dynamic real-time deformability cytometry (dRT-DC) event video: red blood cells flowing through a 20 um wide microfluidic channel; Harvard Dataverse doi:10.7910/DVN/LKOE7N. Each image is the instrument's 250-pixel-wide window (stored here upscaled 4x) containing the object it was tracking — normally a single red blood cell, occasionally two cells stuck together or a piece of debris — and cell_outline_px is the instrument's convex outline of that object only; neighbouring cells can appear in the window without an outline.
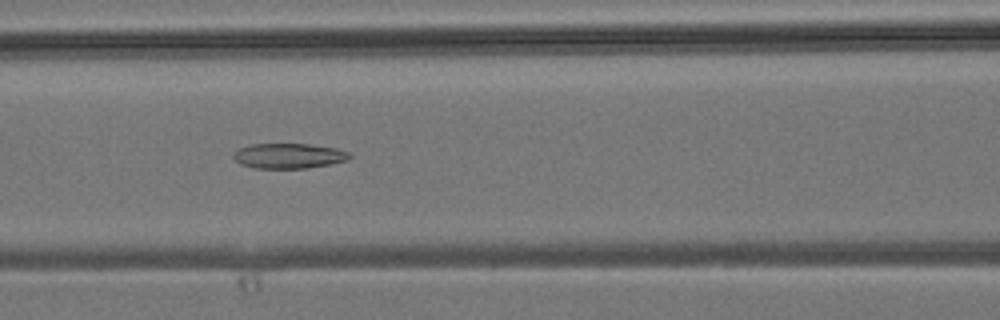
{"species": "common noctule bat (a hibernating species)", "species_latin": "Nyctalus noctula", "temperature_condition": "room temperature", "stored_images_in_passage": 29, "camera_frame_rate_fps": 3000, "um_per_image_px": 0.085, "animal": {"sex": "male", "body_mass_g": 19.2, "forearm_length_mm": 51.8}, "frame": {"image": 1, "passage_image": 9, "time_ms": 2.667, "image_size_px": [1000, 320], "cell_outline_px": [[352, 156], [348, 160], [332, 164], [308, 168], [252, 168], [240, 164], [232, 156], [240, 148], [252, 144], [308, 144], [336, 148], [348, 152]], "centroid_in_image_um": [24.57, 13.26], "position_along_channel_um": 142.0, "area_um2": 16.99}}
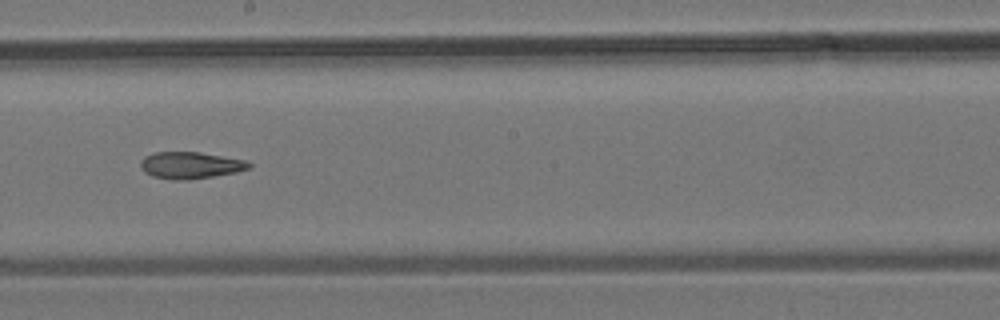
{"frame": {"image": 2, "passage_image": 15, "time_ms": 4.667, "image_size_px": [1000, 320], "cell_outline_px": [[252, 164], [248, 168], [236, 172], [188, 180], [172, 180], [152, 176], [144, 172], [140, 168], [140, 160], [144, 156], [156, 152], [200, 152], [248, 160]], "centroid_in_image_um": [16.16, 14.04], "position_along_channel_um": 232.0, "area_um2": 17.05}}
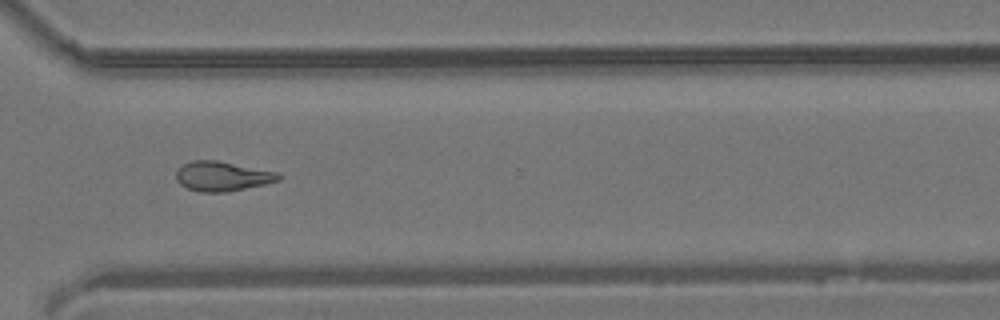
{"frame": {"image": 3, "passage_image": 23, "time_ms": 7.333, "image_size_px": [1000, 320], "cell_outline_px": [[284, 176], [280, 180], [264, 184], [224, 192], [200, 192], [188, 188], [180, 184], [176, 180], [176, 172], [184, 164], [192, 160], [216, 160], [276, 172]], "centroid_in_image_um": [18.89, 14.98], "position_along_channel_um": 351.7, "area_um2": 17.46}}